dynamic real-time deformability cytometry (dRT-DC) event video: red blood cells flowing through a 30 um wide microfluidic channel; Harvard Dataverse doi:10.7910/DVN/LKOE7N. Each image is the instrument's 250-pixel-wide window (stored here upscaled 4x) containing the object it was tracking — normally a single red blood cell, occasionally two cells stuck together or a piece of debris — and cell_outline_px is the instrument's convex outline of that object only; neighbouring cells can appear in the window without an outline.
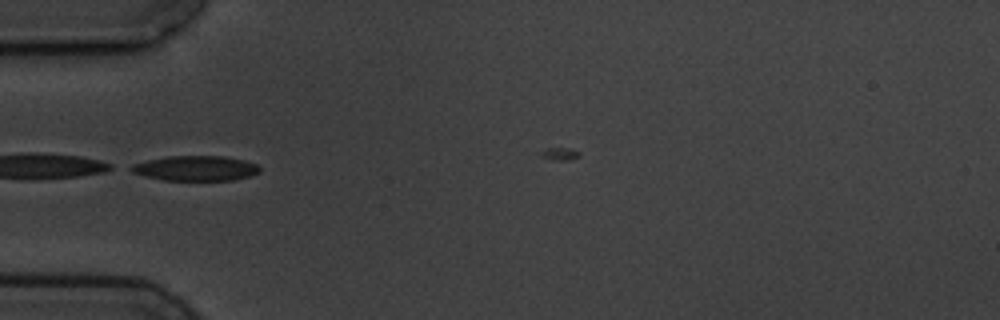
{"species": "common noctule bat (a hibernating species)", "species_latin": "Nyctalus noctula", "temperature_condition": "cold", "stored_images_in_passage": 5, "camera_frame_rate_fps": 3000, "um_per_image_px": 0.085, "animal": {"sex": "male", "body_mass_g": 19.5, "forearm_length_mm": 54.6}, "frame": {"image": 1, "passage_image": 4, "time_ms": 3.333, "image_size_px": [1000, 320], "cell_outline_px": [[260, 172], [252, 176], [232, 180], [164, 180], [144, 176], [132, 172], [124, 168], [132, 164], [148, 160], [168, 156], [224, 156], [244, 160], [256, 164], [260, 168]], "centroid_in_image_um": [16.6, 14.3], "position_along_channel_um": 68.4, "area_um2": 18.9}}